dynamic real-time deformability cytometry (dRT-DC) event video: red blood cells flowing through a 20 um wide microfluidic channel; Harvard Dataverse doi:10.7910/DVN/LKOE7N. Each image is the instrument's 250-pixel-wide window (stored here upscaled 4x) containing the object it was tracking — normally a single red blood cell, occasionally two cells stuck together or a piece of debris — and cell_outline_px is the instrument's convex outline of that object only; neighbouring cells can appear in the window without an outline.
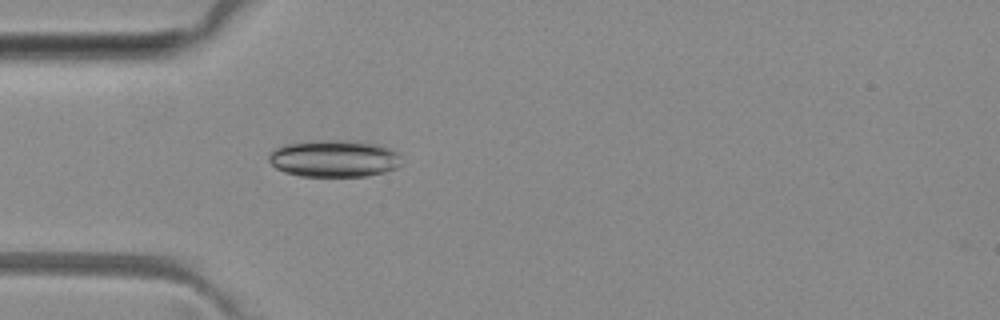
{"species": "common noctule bat (a hibernating species)", "species_latin": "Nyctalus noctula", "temperature_condition": "room temperature", "stored_images_in_passage": 2, "camera_frame_rate_fps": 3000, "um_per_image_px": 0.085, "animal": {"sex": "female", "body_mass_g": 29.2, "forearm_length_mm": 56.3}, "frame": {"image": 1, "passage_image": 2, "time_ms": 1.0, "image_size_px": [1000, 320], "cell_outline_px": [[400, 164], [396, 168], [384, 172], [368, 176], [300, 176], [284, 172], [276, 168], [268, 160], [268, 156], [272, 148], [284, 144], [316, 140], [364, 140], [380, 144], [400, 152]], "centroid_in_image_um": [28.41, 13.45], "position_along_channel_um": 56.6, "area_um2": 29.3}}